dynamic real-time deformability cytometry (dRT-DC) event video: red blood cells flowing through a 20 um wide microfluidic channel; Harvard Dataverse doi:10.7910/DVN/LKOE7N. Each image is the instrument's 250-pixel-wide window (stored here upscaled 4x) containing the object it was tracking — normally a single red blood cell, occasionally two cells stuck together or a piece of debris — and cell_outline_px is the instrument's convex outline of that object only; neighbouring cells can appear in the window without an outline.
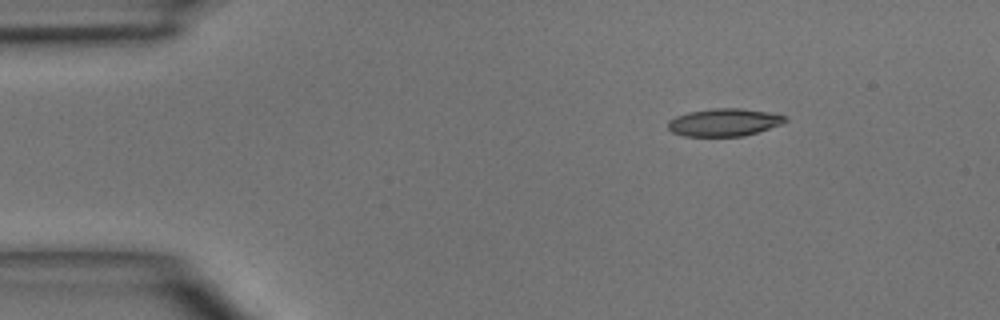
{"species": "common noctule bat (a hibernating species)", "species_latin": "Nyctalus noctula", "temperature_condition": "room temperature", "stored_images_in_passage": 41, "camera_frame_rate_fps": 3000, "um_per_image_px": 0.085, "animal": {"sex": "male", "body_mass_g": 15.6}, "frame": {"image": 1, "passage_image": 1, "time_ms": 0.0, "image_size_px": [1000, 320], "cell_outline_px": [[788, 120], [780, 124], [744, 136], [684, 136], [672, 132], [668, 128], [668, 120], [676, 116], [688, 112], [712, 108], [740, 108], [768, 112], [784, 116]], "centroid_in_image_um": [61.5, 10.39], "position_along_channel_um": 23.5, "area_um2": 18.73}}
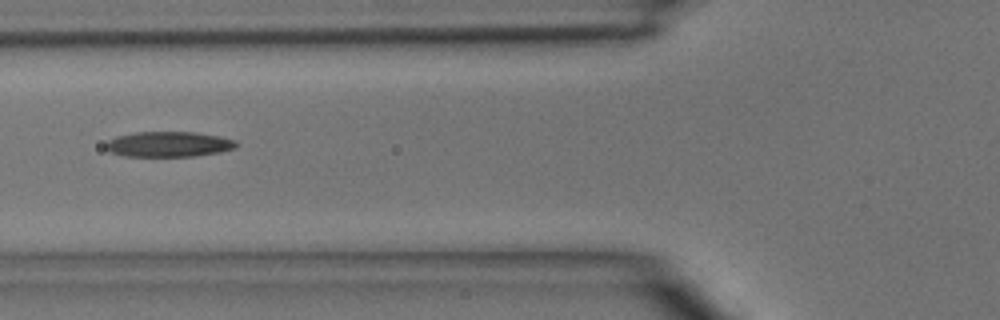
{"frame": {"image": 2, "passage_image": 12, "time_ms": 3.667, "image_size_px": [1000, 320], "cell_outline_px": [[240, 144], [236, 148], [220, 152], [196, 156], [124, 156], [108, 152], [104, 148], [104, 144], [108, 140], [116, 136], [136, 132], [196, 132], [220, 136], [236, 140]], "centroid_in_image_um": [14.34, 12.26], "position_along_channel_um": 111.5, "area_um2": 19.59}}
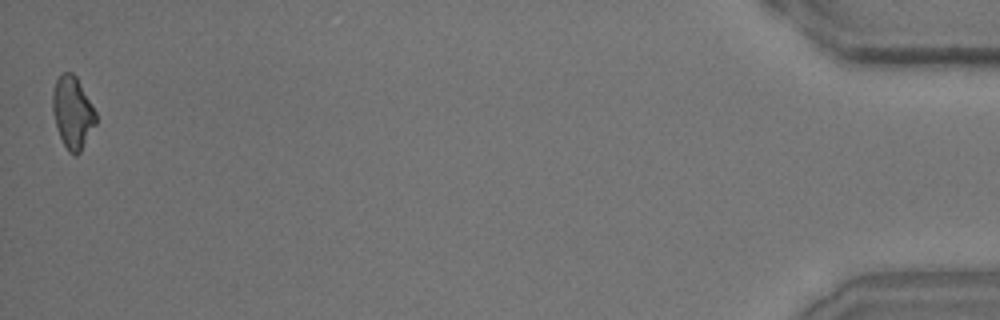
{"frame": {"image": 3, "passage_image": 41, "time_ms": 13.333, "image_size_px": [1000, 320], "cell_outline_px": [[96, 124], [80, 152], [76, 156], [68, 152], [60, 136], [56, 124], [52, 108], [52, 92], [56, 80], [64, 72], [72, 72], [76, 76], [96, 112]], "centroid_in_image_um": [6.17, 9.56], "position_along_channel_um": 429.0, "area_um2": 17.98}}